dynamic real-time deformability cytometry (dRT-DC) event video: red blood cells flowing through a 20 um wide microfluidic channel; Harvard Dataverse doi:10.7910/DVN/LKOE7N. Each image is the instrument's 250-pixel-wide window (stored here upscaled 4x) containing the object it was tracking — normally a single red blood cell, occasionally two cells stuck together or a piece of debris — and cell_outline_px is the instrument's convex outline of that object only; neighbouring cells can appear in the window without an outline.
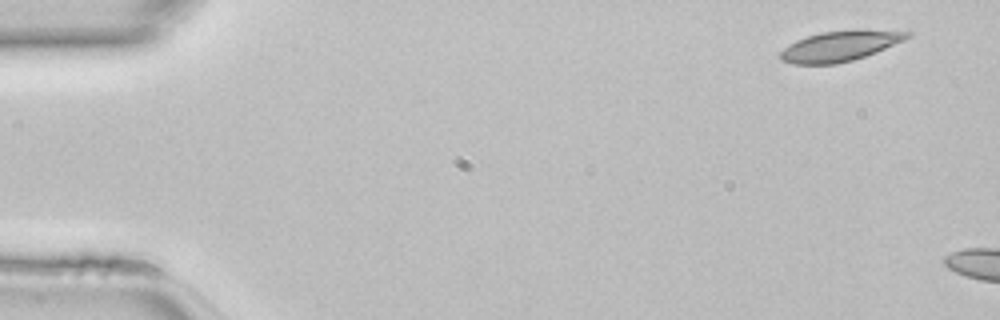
{"species": "common noctule bat (a hibernating species)", "species_latin": "Nyctalus noctula", "temperature_condition": "room temperature", "stored_images_in_passage": 5, "camera_frame_rate_fps": 3000, "um_per_image_px": 0.085, "animal": {"sex": "female", "body_mass_g": 22.7, "forearm_length_mm": 54.2}, "frame": {"image": 1, "passage_image": 1, "time_ms": 0.0, "image_size_px": [1000, 320], "cell_outline_px": [[912, 36], [904, 40], [876, 52], [852, 60], [836, 64], [792, 64], [780, 60], [780, 52], [788, 44], [796, 40], [820, 32], [852, 28], [860, 28], [912, 32]], "centroid_in_image_um": [71.41, 3.88], "position_along_channel_um": 13.6, "area_um2": 22.83}}